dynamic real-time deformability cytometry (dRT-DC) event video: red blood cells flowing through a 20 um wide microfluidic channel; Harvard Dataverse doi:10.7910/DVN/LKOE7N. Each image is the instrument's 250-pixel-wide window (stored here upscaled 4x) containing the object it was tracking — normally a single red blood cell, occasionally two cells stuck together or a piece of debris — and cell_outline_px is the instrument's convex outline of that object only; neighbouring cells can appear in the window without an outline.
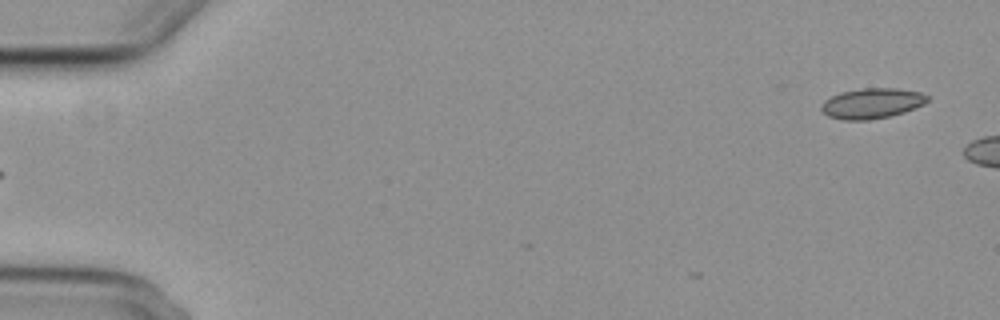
{"species": "common noctule bat (a hibernating species)", "species_latin": "Nyctalus noctula", "temperature_condition": "cold", "stored_images_in_passage": 5, "segment_of_instrument_passage": [2, 2], "camera_frame_rate_fps": 3000, "um_per_image_px": 0.085, "animal": {"sex": "female", "body_mass_g": 29.2, "forearm_length_mm": 56.3}, "frame": {"image": 1, "passage_image": 5, "time_ms": 4.667, "image_size_px": [1000, 320], "cell_outline_px": [[928, 100], [924, 104], [904, 112], [888, 116], [868, 120], [844, 120], [828, 116], [820, 108], [820, 104], [824, 100], [840, 92], [864, 88], [896, 88], [920, 92], [928, 96]], "centroid_in_image_um": [74.09, 8.78], "position_along_channel_um": 10.9, "area_um2": 18.67}}